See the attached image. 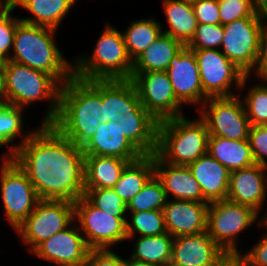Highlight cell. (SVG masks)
<instances>
[{
  "label": "cell",
  "instance_id": "6da1fadb",
  "mask_svg": "<svg viewBox=\"0 0 267 266\" xmlns=\"http://www.w3.org/2000/svg\"><path fill=\"white\" fill-rule=\"evenodd\" d=\"M11 157L26 173L39 199L75 202L85 192V155L81 146L65 138L52 124L23 136L11 145Z\"/></svg>",
  "mask_w": 267,
  "mask_h": 266
},
{
  "label": "cell",
  "instance_id": "7a4b0ae2",
  "mask_svg": "<svg viewBox=\"0 0 267 266\" xmlns=\"http://www.w3.org/2000/svg\"><path fill=\"white\" fill-rule=\"evenodd\" d=\"M102 106V80L86 81L72 76L60 88L58 114L50 124L83 147L97 132Z\"/></svg>",
  "mask_w": 267,
  "mask_h": 266
},
{
  "label": "cell",
  "instance_id": "3957f363",
  "mask_svg": "<svg viewBox=\"0 0 267 266\" xmlns=\"http://www.w3.org/2000/svg\"><path fill=\"white\" fill-rule=\"evenodd\" d=\"M57 29L20 21L9 60L50 74L61 86L73 76V66L55 43Z\"/></svg>",
  "mask_w": 267,
  "mask_h": 266
},
{
  "label": "cell",
  "instance_id": "277c9868",
  "mask_svg": "<svg viewBox=\"0 0 267 266\" xmlns=\"http://www.w3.org/2000/svg\"><path fill=\"white\" fill-rule=\"evenodd\" d=\"M209 132L206 123L185 116L160 121L156 155L172 165L188 166L208 153Z\"/></svg>",
  "mask_w": 267,
  "mask_h": 266
},
{
  "label": "cell",
  "instance_id": "5b68a950",
  "mask_svg": "<svg viewBox=\"0 0 267 266\" xmlns=\"http://www.w3.org/2000/svg\"><path fill=\"white\" fill-rule=\"evenodd\" d=\"M73 76L82 80H129L133 61L123 33L107 24L96 42L91 57H77Z\"/></svg>",
  "mask_w": 267,
  "mask_h": 266
},
{
  "label": "cell",
  "instance_id": "8992f818",
  "mask_svg": "<svg viewBox=\"0 0 267 266\" xmlns=\"http://www.w3.org/2000/svg\"><path fill=\"white\" fill-rule=\"evenodd\" d=\"M6 104L26 108L36 101L50 100V109L41 123H51L58 114L61 85L43 71L24 64L4 61Z\"/></svg>",
  "mask_w": 267,
  "mask_h": 266
},
{
  "label": "cell",
  "instance_id": "52a82bcc",
  "mask_svg": "<svg viewBox=\"0 0 267 266\" xmlns=\"http://www.w3.org/2000/svg\"><path fill=\"white\" fill-rule=\"evenodd\" d=\"M259 218L253 208L228 199L209 203L207 233L226 254H240L235 243L238 234Z\"/></svg>",
  "mask_w": 267,
  "mask_h": 266
},
{
  "label": "cell",
  "instance_id": "ba28073f",
  "mask_svg": "<svg viewBox=\"0 0 267 266\" xmlns=\"http://www.w3.org/2000/svg\"><path fill=\"white\" fill-rule=\"evenodd\" d=\"M0 170L1 200L7 221L15 230L40 200L26 173L11 157H3Z\"/></svg>",
  "mask_w": 267,
  "mask_h": 266
},
{
  "label": "cell",
  "instance_id": "9c48e42d",
  "mask_svg": "<svg viewBox=\"0 0 267 266\" xmlns=\"http://www.w3.org/2000/svg\"><path fill=\"white\" fill-rule=\"evenodd\" d=\"M74 202L40 199L32 213L15 229L31 252L42 241L74 223Z\"/></svg>",
  "mask_w": 267,
  "mask_h": 266
},
{
  "label": "cell",
  "instance_id": "30bf717a",
  "mask_svg": "<svg viewBox=\"0 0 267 266\" xmlns=\"http://www.w3.org/2000/svg\"><path fill=\"white\" fill-rule=\"evenodd\" d=\"M209 97L198 109L211 136L248 140L250 121L240 96Z\"/></svg>",
  "mask_w": 267,
  "mask_h": 266
},
{
  "label": "cell",
  "instance_id": "8fae6325",
  "mask_svg": "<svg viewBox=\"0 0 267 266\" xmlns=\"http://www.w3.org/2000/svg\"><path fill=\"white\" fill-rule=\"evenodd\" d=\"M197 59L203 92L208 97H232L231 87L245 88L249 75L241 71L220 49L193 50Z\"/></svg>",
  "mask_w": 267,
  "mask_h": 266
},
{
  "label": "cell",
  "instance_id": "7c38bea8",
  "mask_svg": "<svg viewBox=\"0 0 267 266\" xmlns=\"http://www.w3.org/2000/svg\"><path fill=\"white\" fill-rule=\"evenodd\" d=\"M74 219L90 249H111L127 240L126 218H118L93 206L84 196L74 202ZM86 236V238H85Z\"/></svg>",
  "mask_w": 267,
  "mask_h": 266
},
{
  "label": "cell",
  "instance_id": "4fadbf2b",
  "mask_svg": "<svg viewBox=\"0 0 267 266\" xmlns=\"http://www.w3.org/2000/svg\"><path fill=\"white\" fill-rule=\"evenodd\" d=\"M264 19L245 17L223 25L222 53L249 76L258 58L259 38Z\"/></svg>",
  "mask_w": 267,
  "mask_h": 266
},
{
  "label": "cell",
  "instance_id": "5bb4252c",
  "mask_svg": "<svg viewBox=\"0 0 267 266\" xmlns=\"http://www.w3.org/2000/svg\"><path fill=\"white\" fill-rule=\"evenodd\" d=\"M143 107L158 121L184 116L166 71L132 73Z\"/></svg>",
  "mask_w": 267,
  "mask_h": 266
},
{
  "label": "cell",
  "instance_id": "9a60e30c",
  "mask_svg": "<svg viewBox=\"0 0 267 266\" xmlns=\"http://www.w3.org/2000/svg\"><path fill=\"white\" fill-rule=\"evenodd\" d=\"M74 227L71 223V226L42 241L30 253L58 266H82L91 249L83 233Z\"/></svg>",
  "mask_w": 267,
  "mask_h": 266
},
{
  "label": "cell",
  "instance_id": "2e32d148",
  "mask_svg": "<svg viewBox=\"0 0 267 266\" xmlns=\"http://www.w3.org/2000/svg\"><path fill=\"white\" fill-rule=\"evenodd\" d=\"M177 100L181 104H202L209 98L202 89L194 51L184 46L166 70Z\"/></svg>",
  "mask_w": 267,
  "mask_h": 266
},
{
  "label": "cell",
  "instance_id": "e0dca14e",
  "mask_svg": "<svg viewBox=\"0 0 267 266\" xmlns=\"http://www.w3.org/2000/svg\"><path fill=\"white\" fill-rule=\"evenodd\" d=\"M208 207L209 203L168 198L163 208L166 231L173 238L207 231Z\"/></svg>",
  "mask_w": 267,
  "mask_h": 266
},
{
  "label": "cell",
  "instance_id": "ac0fdd59",
  "mask_svg": "<svg viewBox=\"0 0 267 266\" xmlns=\"http://www.w3.org/2000/svg\"><path fill=\"white\" fill-rule=\"evenodd\" d=\"M225 256L207 231L173 239L171 260L182 266H216Z\"/></svg>",
  "mask_w": 267,
  "mask_h": 266
},
{
  "label": "cell",
  "instance_id": "d6986e66",
  "mask_svg": "<svg viewBox=\"0 0 267 266\" xmlns=\"http://www.w3.org/2000/svg\"><path fill=\"white\" fill-rule=\"evenodd\" d=\"M267 167L255 164L230 172L227 199L260 212L267 197Z\"/></svg>",
  "mask_w": 267,
  "mask_h": 266
},
{
  "label": "cell",
  "instance_id": "ffe728a7",
  "mask_svg": "<svg viewBox=\"0 0 267 266\" xmlns=\"http://www.w3.org/2000/svg\"><path fill=\"white\" fill-rule=\"evenodd\" d=\"M84 155L112 156L133 162L143 154L126 139L118 122H100L95 135L82 147Z\"/></svg>",
  "mask_w": 267,
  "mask_h": 266
},
{
  "label": "cell",
  "instance_id": "44dd1931",
  "mask_svg": "<svg viewBox=\"0 0 267 266\" xmlns=\"http://www.w3.org/2000/svg\"><path fill=\"white\" fill-rule=\"evenodd\" d=\"M102 103V122H118L117 115L126 113H149L141 104L130 79L102 80Z\"/></svg>",
  "mask_w": 267,
  "mask_h": 266
},
{
  "label": "cell",
  "instance_id": "7402d4cb",
  "mask_svg": "<svg viewBox=\"0 0 267 266\" xmlns=\"http://www.w3.org/2000/svg\"><path fill=\"white\" fill-rule=\"evenodd\" d=\"M154 168L155 175L163 184L167 199L171 194L175 200L208 203L203 199L200 185L188 166L163 162L154 154Z\"/></svg>",
  "mask_w": 267,
  "mask_h": 266
},
{
  "label": "cell",
  "instance_id": "603a6c76",
  "mask_svg": "<svg viewBox=\"0 0 267 266\" xmlns=\"http://www.w3.org/2000/svg\"><path fill=\"white\" fill-rule=\"evenodd\" d=\"M199 183L203 199L210 203L227 199L230 171L206 153L188 165Z\"/></svg>",
  "mask_w": 267,
  "mask_h": 266
},
{
  "label": "cell",
  "instance_id": "cb8c5ba5",
  "mask_svg": "<svg viewBox=\"0 0 267 266\" xmlns=\"http://www.w3.org/2000/svg\"><path fill=\"white\" fill-rule=\"evenodd\" d=\"M123 134L143 155H153L157 150L159 122L150 113L117 115Z\"/></svg>",
  "mask_w": 267,
  "mask_h": 266
},
{
  "label": "cell",
  "instance_id": "d4e9b609",
  "mask_svg": "<svg viewBox=\"0 0 267 266\" xmlns=\"http://www.w3.org/2000/svg\"><path fill=\"white\" fill-rule=\"evenodd\" d=\"M184 47L172 36L162 33L145 51L133 60L132 73L166 71L170 61Z\"/></svg>",
  "mask_w": 267,
  "mask_h": 266
},
{
  "label": "cell",
  "instance_id": "484cf974",
  "mask_svg": "<svg viewBox=\"0 0 267 266\" xmlns=\"http://www.w3.org/2000/svg\"><path fill=\"white\" fill-rule=\"evenodd\" d=\"M208 154L230 172L256 164L248 140H231L209 135Z\"/></svg>",
  "mask_w": 267,
  "mask_h": 266
},
{
  "label": "cell",
  "instance_id": "4316f807",
  "mask_svg": "<svg viewBox=\"0 0 267 266\" xmlns=\"http://www.w3.org/2000/svg\"><path fill=\"white\" fill-rule=\"evenodd\" d=\"M9 2L15 9L21 6L32 13L33 17L20 18L21 21L57 29L76 0H9Z\"/></svg>",
  "mask_w": 267,
  "mask_h": 266
},
{
  "label": "cell",
  "instance_id": "83f0119b",
  "mask_svg": "<svg viewBox=\"0 0 267 266\" xmlns=\"http://www.w3.org/2000/svg\"><path fill=\"white\" fill-rule=\"evenodd\" d=\"M128 163L118 157L85 155V189L113 188Z\"/></svg>",
  "mask_w": 267,
  "mask_h": 266
},
{
  "label": "cell",
  "instance_id": "f1b7e54d",
  "mask_svg": "<svg viewBox=\"0 0 267 266\" xmlns=\"http://www.w3.org/2000/svg\"><path fill=\"white\" fill-rule=\"evenodd\" d=\"M154 175V154L143 155L125 166L113 189L128 204Z\"/></svg>",
  "mask_w": 267,
  "mask_h": 266
},
{
  "label": "cell",
  "instance_id": "f546056e",
  "mask_svg": "<svg viewBox=\"0 0 267 266\" xmlns=\"http://www.w3.org/2000/svg\"><path fill=\"white\" fill-rule=\"evenodd\" d=\"M163 9L169 24L168 30L163 33L187 46L195 35L198 24L192 4L184 0H163Z\"/></svg>",
  "mask_w": 267,
  "mask_h": 266
},
{
  "label": "cell",
  "instance_id": "4dcf8cb0",
  "mask_svg": "<svg viewBox=\"0 0 267 266\" xmlns=\"http://www.w3.org/2000/svg\"><path fill=\"white\" fill-rule=\"evenodd\" d=\"M154 18L141 19L132 22L124 31V41L127 53L132 61L145 51L163 33V29Z\"/></svg>",
  "mask_w": 267,
  "mask_h": 266
},
{
  "label": "cell",
  "instance_id": "1f68e13d",
  "mask_svg": "<svg viewBox=\"0 0 267 266\" xmlns=\"http://www.w3.org/2000/svg\"><path fill=\"white\" fill-rule=\"evenodd\" d=\"M173 239L168 232L157 236H139L130 257L161 266L172 258Z\"/></svg>",
  "mask_w": 267,
  "mask_h": 266
},
{
  "label": "cell",
  "instance_id": "d6a6232c",
  "mask_svg": "<svg viewBox=\"0 0 267 266\" xmlns=\"http://www.w3.org/2000/svg\"><path fill=\"white\" fill-rule=\"evenodd\" d=\"M167 197L162 182L154 175L141 191L127 204V212H143L161 210L166 204Z\"/></svg>",
  "mask_w": 267,
  "mask_h": 266
},
{
  "label": "cell",
  "instance_id": "836d02e7",
  "mask_svg": "<svg viewBox=\"0 0 267 266\" xmlns=\"http://www.w3.org/2000/svg\"><path fill=\"white\" fill-rule=\"evenodd\" d=\"M130 214H132L130 216L131 221L127 220L126 222L128 240L132 239L137 233L140 236H157L167 232L164 213L161 210L134 212Z\"/></svg>",
  "mask_w": 267,
  "mask_h": 266
},
{
  "label": "cell",
  "instance_id": "e575fe53",
  "mask_svg": "<svg viewBox=\"0 0 267 266\" xmlns=\"http://www.w3.org/2000/svg\"><path fill=\"white\" fill-rule=\"evenodd\" d=\"M84 197L106 214L126 218L127 204L113 188L85 189Z\"/></svg>",
  "mask_w": 267,
  "mask_h": 266
},
{
  "label": "cell",
  "instance_id": "d590c367",
  "mask_svg": "<svg viewBox=\"0 0 267 266\" xmlns=\"http://www.w3.org/2000/svg\"><path fill=\"white\" fill-rule=\"evenodd\" d=\"M264 83L253 85L242 99L251 125H267V79Z\"/></svg>",
  "mask_w": 267,
  "mask_h": 266
},
{
  "label": "cell",
  "instance_id": "8d00e7d4",
  "mask_svg": "<svg viewBox=\"0 0 267 266\" xmlns=\"http://www.w3.org/2000/svg\"><path fill=\"white\" fill-rule=\"evenodd\" d=\"M24 108L9 104L0 106V147L9 145L22 134Z\"/></svg>",
  "mask_w": 267,
  "mask_h": 266
},
{
  "label": "cell",
  "instance_id": "74e56055",
  "mask_svg": "<svg viewBox=\"0 0 267 266\" xmlns=\"http://www.w3.org/2000/svg\"><path fill=\"white\" fill-rule=\"evenodd\" d=\"M14 10L15 8L10 2L0 9V61L9 60L16 26L21 21L10 15Z\"/></svg>",
  "mask_w": 267,
  "mask_h": 266
},
{
  "label": "cell",
  "instance_id": "f35d334b",
  "mask_svg": "<svg viewBox=\"0 0 267 266\" xmlns=\"http://www.w3.org/2000/svg\"><path fill=\"white\" fill-rule=\"evenodd\" d=\"M224 38L223 25L197 24L196 32L187 47L191 50L217 49Z\"/></svg>",
  "mask_w": 267,
  "mask_h": 266
},
{
  "label": "cell",
  "instance_id": "ab89813d",
  "mask_svg": "<svg viewBox=\"0 0 267 266\" xmlns=\"http://www.w3.org/2000/svg\"><path fill=\"white\" fill-rule=\"evenodd\" d=\"M218 5L221 25L245 17H260L254 12L252 0H218Z\"/></svg>",
  "mask_w": 267,
  "mask_h": 266
},
{
  "label": "cell",
  "instance_id": "60d3db41",
  "mask_svg": "<svg viewBox=\"0 0 267 266\" xmlns=\"http://www.w3.org/2000/svg\"><path fill=\"white\" fill-rule=\"evenodd\" d=\"M248 142L255 163L267 167V125H251Z\"/></svg>",
  "mask_w": 267,
  "mask_h": 266
},
{
  "label": "cell",
  "instance_id": "b9f144b4",
  "mask_svg": "<svg viewBox=\"0 0 267 266\" xmlns=\"http://www.w3.org/2000/svg\"><path fill=\"white\" fill-rule=\"evenodd\" d=\"M192 7L198 24H220L218 0H200Z\"/></svg>",
  "mask_w": 267,
  "mask_h": 266
},
{
  "label": "cell",
  "instance_id": "7bdbcfd3",
  "mask_svg": "<svg viewBox=\"0 0 267 266\" xmlns=\"http://www.w3.org/2000/svg\"><path fill=\"white\" fill-rule=\"evenodd\" d=\"M82 266H125V259L110 249H91Z\"/></svg>",
  "mask_w": 267,
  "mask_h": 266
},
{
  "label": "cell",
  "instance_id": "ee69618b",
  "mask_svg": "<svg viewBox=\"0 0 267 266\" xmlns=\"http://www.w3.org/2000/svg\"><path fill=\"white\" fill-rule=\"evenodd\" d=\"M262 24L259 38V53L253 72L259 79H267V24ZM267 23V22H266Z\"/></svg>",
  "mask_w": 267,
  "mask_h": 266
},
{
  "label": "cell",
  "instance_id": "f6af8a7d",
  "mask_svg": "<svg viewBox=\"0 0 267 266\" xmlns=\"http://www.w3.org/2000/svg\"><path fill=\"white\" fill-rule=\"evenodd\" d=\"M240 255L249 266H267V234L249 252Z\"/></svg>",
  "mask_w": 267,
  "mask_h": 266
},
{
  "label": "cell",
  "instance_id": "bcb514c9",
  "mask_svg": "<svg viewBox=\"0 0 267 266\" xmlns=\"http://www.w3.org/2000/svg\"><path fill=\"white\" fill-rule=\"evenodd\" d=\"M216 266H245V259L240 254H226Z\"/></svg>",
  "mask_w": 267,
  "mask_h": 266
},
{
  "label": "cell",
  "instance_id": "7dc6e473",
  "mask_svg": "<svg viewBox=\"0 0 267 266\" xmlns=\"http://www.w3.org/2000/svg\"><path fill=\"white\" fill-rule=\"evenodd\" d=\"M252 5L258 16L267 19V0H252Z\"/></svg>",
  "mask_w": 267,
  "mask_h": 266
},
{
  "label": "cell",
  "instance_id": "c3c4849f",
  "mask_svg": "<svg viewBox=\"0 0 267 266\" xmlns=\"http://www.w3.org/2000/svg\"><path fill=\"white\" fill-rule=\"evenodd\" d=\"M6 104L5 98V67L4 61H0V106Z\"/></svg>",
  "mask_w": 267,
  "mask_h": 266
},
{
  "label": "cell",
  "instance_id": "681fc988",
  "mask_svg": "<svg viewBox=\"0 0 267 266\" xmlns=\"http://www.w3.org/2000/svg\"><path fill=\"white\" fill-rule=\"evenodd\" d=\"M125 266H156V265L147 263L144 261H140L137 259L129 258L127 260L125 259Z\"/></svg>",
  "mask_w": 267,
  "mask_h": 266
},
{
  "label": "cell",
  "instance_id": "f907efd6",
  "mask_svg": "<svg viewBox=\"0 0 267 266\" xmlns=\"http://www.w3.org/2000/svg\"><path fill=\"white\" fill-rule=\"evenodd\" d=\"M258 225L267 228V211L263 218H261L260 220L258 219Z\"/></svg>",
  "mask_w": 267,
  "mask_h": 266
},
{
  "label": "cell",
  "instance_id": "816d5d0a",
  "mask_svg": "<svg viewBox=\"0 0 267 266\" xmlns=\"http://www.w3.org/2000/svg\"><path fill=\"white\" fill-rule=\"evenodd\" d=\"M161 266H182V265L174 262L173 260H169L166 263L162 264Z\"/></svg>",
  "mask_w": 267,
  "mask_h": 266
},
{
  "label": "cell",
  "instance_id": "f5cc1de1",
  "mask_svg": "<svg viewBox=\"0 0 267 266\" xmlns=\"http://www.w3.org/2000/svg\"><path fill=\"white\" fill-rule=\"evenodd\" d=\"M8 2H9V0H4V1L0 0V9H1L5 4H7Z\"/></svg>",
  "mask_w": 267,
  "mask_h": 266
},
{
  "label": "cell",
  "instance_id": "db71d44e",
  "mask_svg": "<svg viewBox=\"0 0 267 266\" xmlns=\"http://www.w3.org/2000/svg\"><path fill=\"white\" fill-rule=\"evenodd\" d=\"M184 1H186L189 4H193V3H196V2H198L200 0H184Z\"/></svg>",
  "mask_w": 267,
  "mask_h": 266
}]
</instances>
